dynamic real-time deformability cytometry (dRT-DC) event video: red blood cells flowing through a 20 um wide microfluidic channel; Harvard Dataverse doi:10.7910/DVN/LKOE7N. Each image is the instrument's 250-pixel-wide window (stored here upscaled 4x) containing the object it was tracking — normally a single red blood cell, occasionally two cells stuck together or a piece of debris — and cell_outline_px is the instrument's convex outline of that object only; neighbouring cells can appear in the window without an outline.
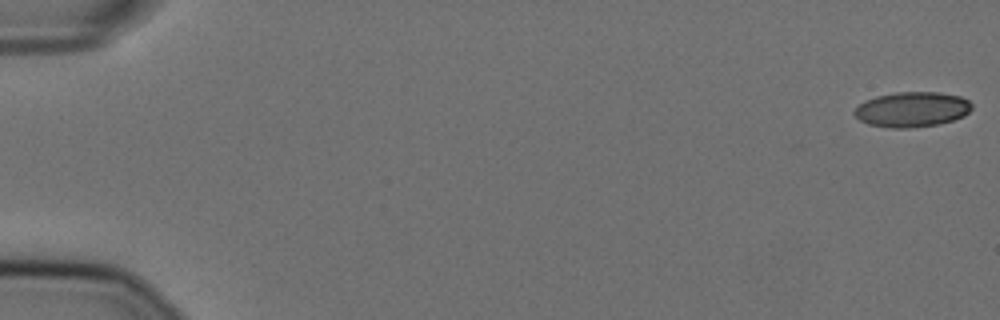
{"species": "Egyptian fruit bat (a non-hibernating species)", "species_latin": "Rousettus aegyptiacus", "temperature_condition": "cold", "stored_images_in_passage": 57, "camera_frame_rate_fps": 3000, "um_per_image_px": 0.085, "animal": {"sex": "female"}, "frame": {"image": 1, "passage_image": 1, "time_ms": 0.0, "image_size_px": [1000, 320], "cell_outline_px": [[972, 108], [964, 116], [952, 120], [936, 124], [912, 128], [892, 128], [868, 124], [860, 120], [852, 112], [864, 100], [876, 96], [896, 92], [940, 92], [960, 96], [968, 100], [972, 104]], "centroid_in_image_um": [77.51, 9.29], "position_along_channel_um": 7.5, "area_um2": 24.04}}
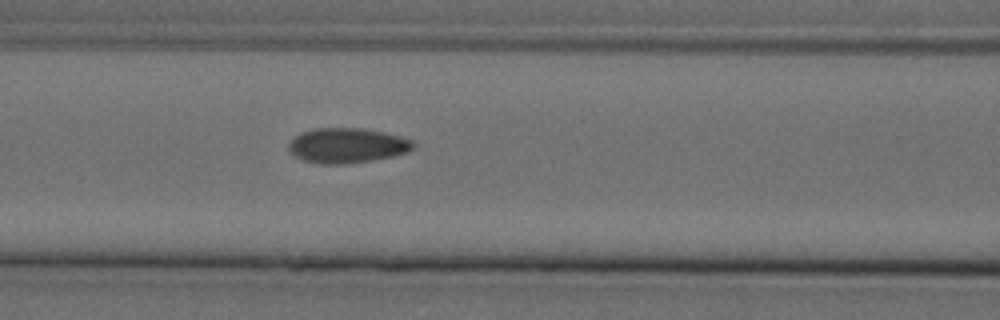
{"frame": {"image": 2, "passage_image": 25, "time_ms": 8.0, "image_size_px": [1000, 320], "cell_outline_px": [[416, 144], [408, 152], [392, 156], [372, 160], [344, 164], [320, 164], [304, 160], [296, 156], [288, 148], [288, 144], [300, 132], [316, 128], [360, 128], [384, 132], [400, 136], [412, 140]], "centroid_in_image_um": [29.52, 12.36], "position_along_channel_um": 137.1, "area_um2": 25.26}}
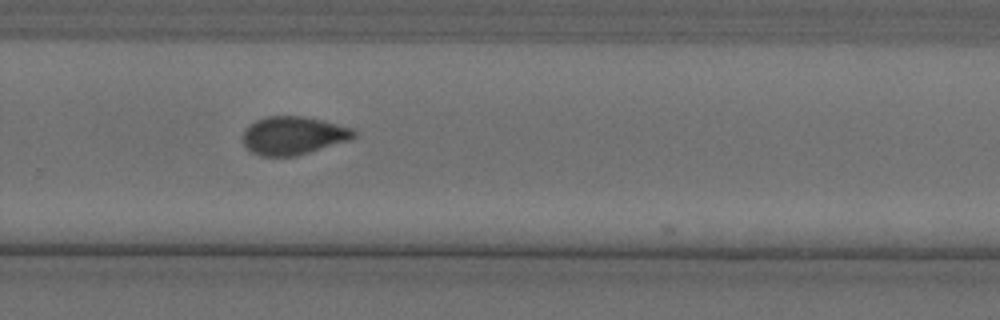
{"frame": {"image": 3, "passage_image": 39, "time_ms": 12.667, "image_size_px": [1000, 320], "cell_outline_px": [[356, 136], [352, 140], [296, 156], [260, 156], [252, 152], [244, 144], [244, 128], [248, 124], [256, 120], [268, 116], [304, 116], [324, 120], [352, 128], [356, 132]], "centroid_in_image_um": [24.96, 11.52], "position_along_channel_um": 304.8, "area_um2": 24.91}, "authors_computed_cell_mechanics": {"area_um2": 24.7962, "velocity_mm_per_s": 3.6157, "shape_relaxation_time_tau1_ms": null, "shape_relaxation_time_tau2_ms": 2.1052, "deformation_change_tau1": null, "deformation_change_tau2": 0.0449}}